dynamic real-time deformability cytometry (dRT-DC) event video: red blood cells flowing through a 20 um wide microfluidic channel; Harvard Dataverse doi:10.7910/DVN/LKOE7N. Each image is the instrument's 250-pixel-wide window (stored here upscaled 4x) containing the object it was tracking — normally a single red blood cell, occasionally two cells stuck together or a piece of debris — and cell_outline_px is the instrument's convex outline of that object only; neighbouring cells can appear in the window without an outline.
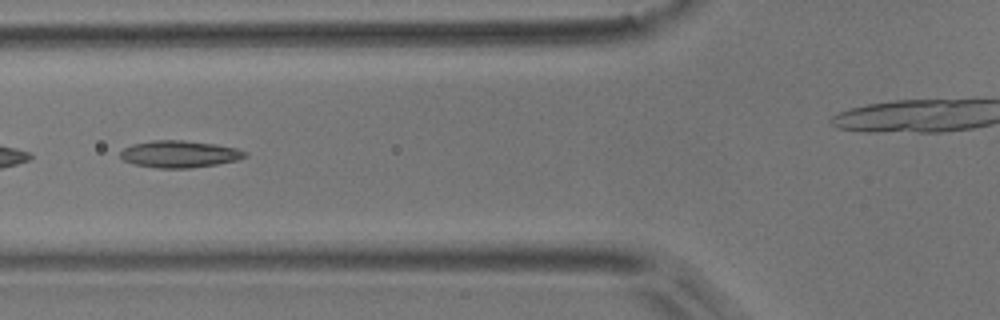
{"species": "common noctule bat (a hibernating species)", "species_latin": "Nyctalus noctula", "temperature_condition": "room temperature", "stored_images_in_passage": 5, "camera_frame_rate_fps": 3000, "um_per_image_px": 0.085, "animal": {"sex": "male", "body_mass_g": 17.9}, "frame": {"image": 1, "passage_image": 5, "time_ms": 1.333, "image_size_px": [1000, 320], "cell_outline_px": [[248, 156], [236, 160], [216, 164], [188, 168], [156, 168], [132, 164], [124, 160], [120, 156], [120, 152], [124, 148], [132, 144], [152, 140], [184, 140], [216, 144], [236, 148], [248, 152]], "centroid_in_image_um": [15.24, 13.09], "position_along_channel_um": 110.6, "area_um2": 19.65}}